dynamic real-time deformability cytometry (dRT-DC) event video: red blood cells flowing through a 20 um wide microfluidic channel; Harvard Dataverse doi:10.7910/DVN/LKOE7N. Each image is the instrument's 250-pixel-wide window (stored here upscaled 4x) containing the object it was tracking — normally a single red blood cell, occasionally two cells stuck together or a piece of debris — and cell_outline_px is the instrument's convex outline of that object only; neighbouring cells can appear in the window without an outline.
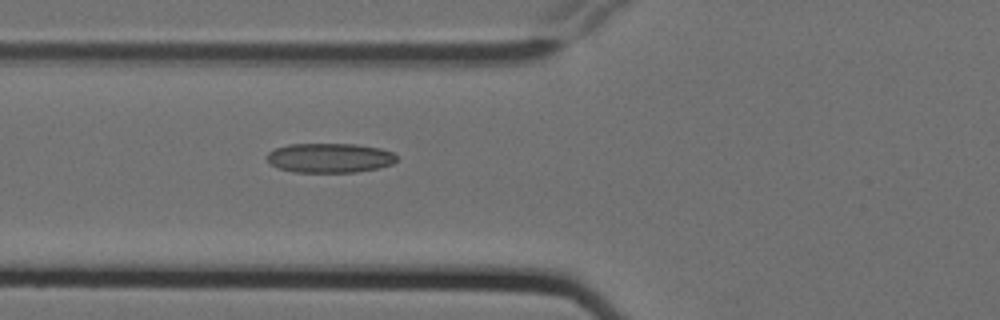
{"species": "Egyptian fruit bat (a non-hibernating species)", "species_latin": "Rousettus aegyptiacus", "temperature_condition": "cold", "stored_images_in_passage": 6, "camera_frame_rate_fps": 3000, "um_per_image_px": 0.085, "animal": {"sex": "female"}, "frame": {"image": 1, "passage_image": 6, "time_ms": 1.667, "image_size_px": [1000, 320], "cell_outline_px": [[396, 160], [392, 164], [380, 168], [356, 172], [292, 172], [276, 168], [268, 160], [268, 152], [276, 148], [288, 144], [356, 144], [380, 148], [392, 152], [396, 156]], "centroid_in_image_um": [28.03, 13.42], "position_along_channel_um": 97.8, "area_um2": 22.37}}